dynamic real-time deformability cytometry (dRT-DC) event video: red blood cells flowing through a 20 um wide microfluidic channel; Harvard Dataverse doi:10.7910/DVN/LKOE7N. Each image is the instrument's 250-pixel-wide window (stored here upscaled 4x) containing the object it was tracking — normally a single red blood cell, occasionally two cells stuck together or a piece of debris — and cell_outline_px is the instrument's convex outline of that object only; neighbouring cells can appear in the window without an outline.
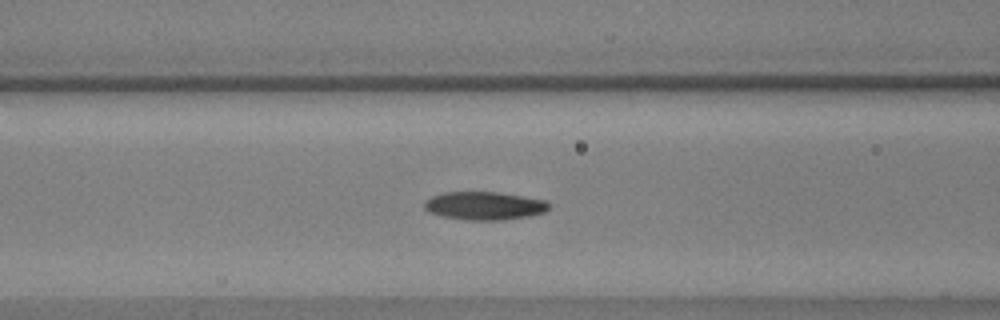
{"species": "common noctule bat (a hibernating species)", "species_latin": "Nyctalus noctula", "temperature_condition": "warm", "stored_images_in_passage": 57, "camera_frame_rate_fps": 3000, "um_per_image_px": 0.085, "animal": {"sex": "male", "body_mass_g": 17.9, "forearm_length_mm": 54.2}, "frame": {"image": 1, "passage_image": 24, "time_ms": 7.667, "image_size_px": [1000, 320], "cell_outline_px": [[548, 208], [544, 212], [528, 216], [504, 220], [468, 220], [440, 216], [428, 212], [424, 208], [424, 200], [432, 196], [444, 192], [496, 192], [544, 200], [548, 204]], "centroid_in_image_um": [41.09, 17.49], "position_along_channel_um": 125.5, "area_um2": 20.35}}
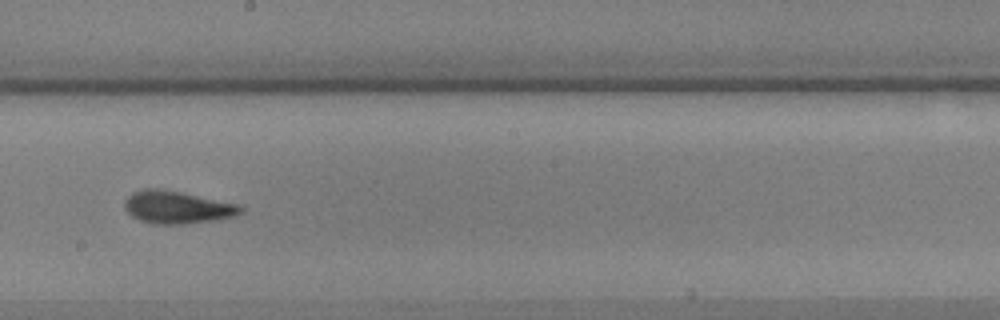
{"frame": {"image": 2, "passage_image": 33, "time_ms": 10.667, "image_size_px": [1000, 320], "cell_outline_px": [[244, 212], [232, 216], [212, 220], [184, 224], [156, 224], [140, 220], [132, 216], [124, 208], [124, 200], [132, 192], [144, 188], [160, 188], [244, 204]], "centroid_in_image_um": [15.09, 17.6], "position_along_channel_um": 233.1, "area_um2": 22.31}}
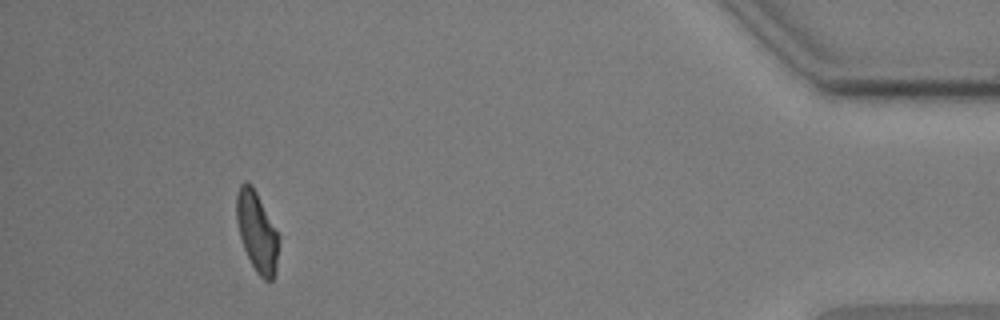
{"frame": {"image": 3, "passage_image": 53, "time_ms": 17.333, "image_size_px": [1000, 320], "cell_outline_px": [[280, 240], [276, 268], [272, 280], [264, 280], [256, 272], [244, 248], [240, 236], [236, 220], [236, 192], [240, 184], [244, 180], [248, 180], [252, 184], [280, 236]], "centroid_in_image_um": [21.84, 19.65], "position_along_channel_um": 413.4, "area_um2": 19.88}, "authors_computed_cell_mechanics": {"area_um2": 20.3456, "velocity_mm_per_s": 3.5907, "shape_relaxation_time_tau1_ms": 2.7896, "shape_relaxation_time_tau2_ms": 4.089, "deformation_change_tau1": 0.1286, "deformation_change_tau2": 0.1505}}